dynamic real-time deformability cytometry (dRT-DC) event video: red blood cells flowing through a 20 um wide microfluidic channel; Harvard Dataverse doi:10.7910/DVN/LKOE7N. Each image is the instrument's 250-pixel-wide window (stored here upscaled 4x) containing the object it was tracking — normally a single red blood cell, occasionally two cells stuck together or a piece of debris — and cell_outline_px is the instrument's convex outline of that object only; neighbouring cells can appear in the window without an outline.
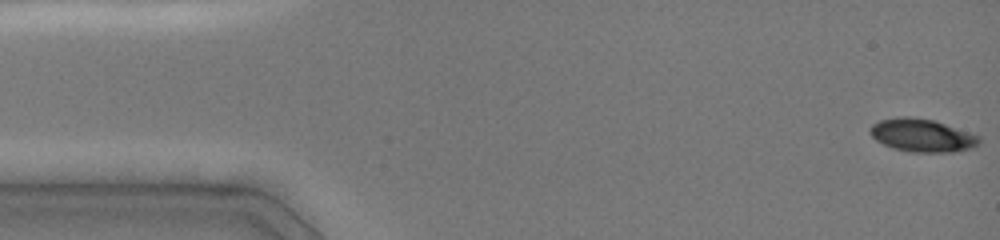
{"species": "common noctule bat (a hibernating species)", "species_latin": "Nyctalus noctula", "temperature_condition": "cold", "stored_images_in_passage": 12, "camera_frame_rate_fps": 3000, "um_per_image_px": 0.085, "animal": {"sex": "female", "body_mass_g": 19.0, "forearm_length_mm": 51.5}, "frame": {"image": 1, "passage_image": 1, "time_ms": 0.0, "image_size_px": [1000, 240], "cell_outline_px": [[980, 144], [972, 148], [952, 152], [908, 152], [892, 148], [876, 140], [868, 132], [872, 124], [880, 120], [900, 116], [908, 116], [936, 120], [980, 136]], "centroid_in_image_um": [78.38, 11.5], "position_along_channel_um": 6.6, "area_um2": 21.21}}
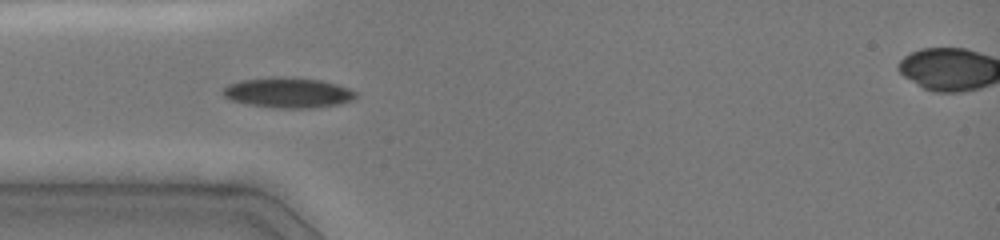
{"frame": {"image": 2, "passage_image": 10, "time_ms": 4.333, "image_size_px": [1000, 240], "cell_outline_px": [[360, 96], [352, 100], [340, 104], [312, 108], [276, 108], [248, 104], [232, 100], [224, 96], [220, 92], [228, 84], [240, 80], [272, 76], [284, 76], [320, 80], [336, 84], [348, 88], [356, 92]], "centroid_in_image_um": [24.49, 7.87], "position_along_channel_um": 60.5, "area_um2": 23.7}}